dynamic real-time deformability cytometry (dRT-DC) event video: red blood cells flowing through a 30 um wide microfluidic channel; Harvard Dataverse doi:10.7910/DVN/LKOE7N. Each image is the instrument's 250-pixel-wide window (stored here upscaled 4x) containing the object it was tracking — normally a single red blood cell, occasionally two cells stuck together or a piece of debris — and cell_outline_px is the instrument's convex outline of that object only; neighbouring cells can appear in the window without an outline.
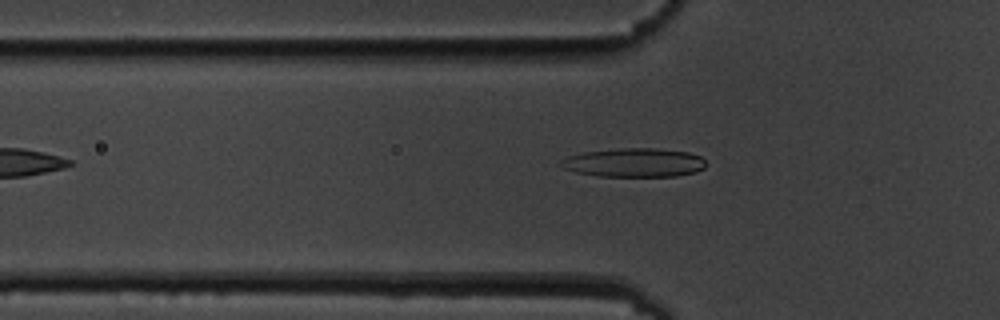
{"species": "common noctule bat (a hibernating species)", "species_latin": "Nyctalus noctula", "temperature_condition": "cold", "stored_images_in_passage": 4, "camera_frame_rate_fps": 3000, "um_per_image_px": 0.085, "animal": {"sex": "male", "body_mass_g": 19.5, "forearm_length_mm": 54.6}, "frame": {"image": 1, "passage_image": 4, "time_ms": 4.333, "image_size_px": [1000, 320], "cell_outline_px": [[708, 164], [704, 168], [696, 172], [676, 176], [596, 176], [576, 172], [564, 168], [556, 164], [560, 160], [568, 156], [584, 152], [620, 148], [656, 148], [688, 152], [700, 156]], "centroid_in_image_um": [53.9, 13.82], "position_along_channel_um": 71.9, "area_um2": 24.57}}